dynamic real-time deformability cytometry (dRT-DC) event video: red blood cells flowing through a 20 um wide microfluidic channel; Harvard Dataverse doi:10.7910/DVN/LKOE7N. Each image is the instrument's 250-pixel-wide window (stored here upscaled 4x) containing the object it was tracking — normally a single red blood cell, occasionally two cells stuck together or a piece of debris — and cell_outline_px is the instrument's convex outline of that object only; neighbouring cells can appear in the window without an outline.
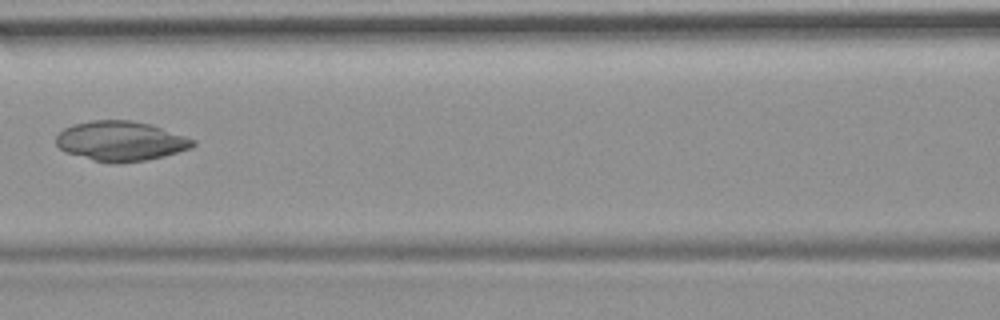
{"species": "common noctule bat (a hibernating species)", "species_latin": "Nyctalus noctula", "temperature_condition": "room temperature", "stored_images_in_passage": 7, "camera_frame_rate_fps": 3000, "um_per_image_px": 0.085, "animal": {"sex": "female", "body_mass_g": 19.9}, "frame": {"image": 1, "passage_image": 6, "time_ms": 6.667, "image_size_px": [1000, 320], "cell_outline_px": [[196, 144], [192, 148], [164, 156], [148, 160], [116, 164], [108, 164], [92, 160], [64, 152], [56, 144], [56, 136], [64, 128], [72, 124], [92, 120], [132, 120], [148, 124], [196, 140]], "centroid_in_image_um": [10.23, 12.01], "position_along_channel_um": 156.4, "area_um2": 31.91}}
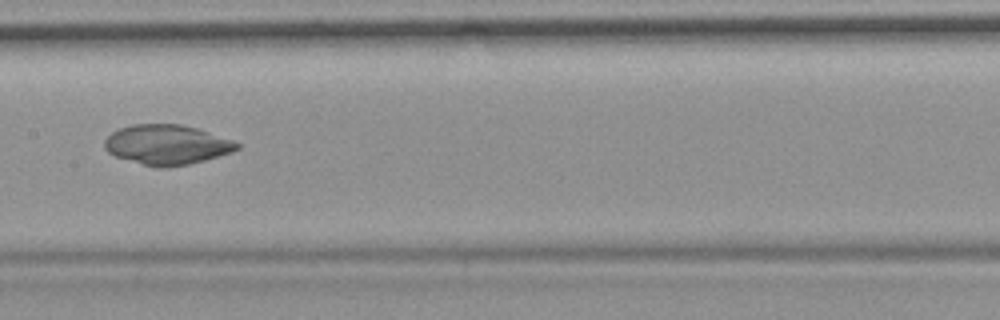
{"frame": {"image": 2, "passage_image": 7, "time_ms": 7.667, "image_size_px": [1000, 320], "cell_outline_px": [[240, 148], [232, 152], [204, 160], [188, 164], [164, 168], [156, 168], [116, 156], [108, 152], [104, 148], [104, 140], [112, 132], [120, 128], [132, 124], [180, 124], [196, 128], [232, 140], [240, 144]], "centroid_in_image_um": [14.17, 12.3], "position_along_channel_um": 193.2, "area_um2": 30.58}}